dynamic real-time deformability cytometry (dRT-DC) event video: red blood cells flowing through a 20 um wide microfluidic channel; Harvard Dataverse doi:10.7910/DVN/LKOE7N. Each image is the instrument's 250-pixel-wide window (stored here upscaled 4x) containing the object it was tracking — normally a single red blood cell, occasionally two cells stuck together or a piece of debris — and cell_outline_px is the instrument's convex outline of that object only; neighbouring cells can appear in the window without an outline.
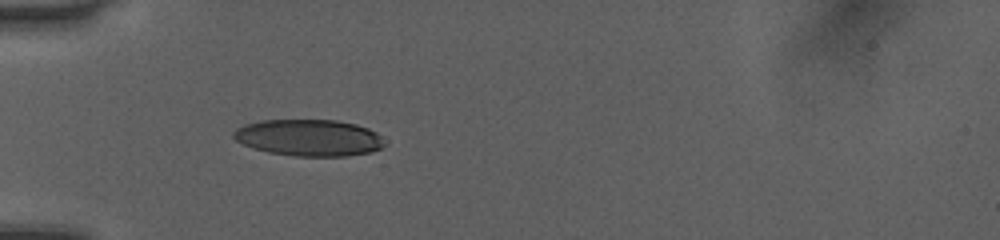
{"species": "human", "species_latin": "Homo sapiens", "temperature_condition": "room temperature", "stored_images_in_passage": 23, "camera_frame_rate_fps": 3000, "um_per_image_px": 0.085, "donor": {"sex": "female"}, "frame": {"image": 1, "passage_image": 1, "time_ms": 0.0, "image_size_px": [1000, 240], "cell_outline_px": [[384, 144], [380, 148], [372, 152], [348, 156], [296, 156], [268, 152], [252, 148], [236, 140], [232, 136], [232, 132], [236, 128], [244, 124], [260, 120], [336, 120], [356, 124], [368, 128], [376, 132], [380, 136]], "centroid_in_image_um": [26.23, 11.7], "position_along_channel_um": 58.8, "area_um2": 32.31}}
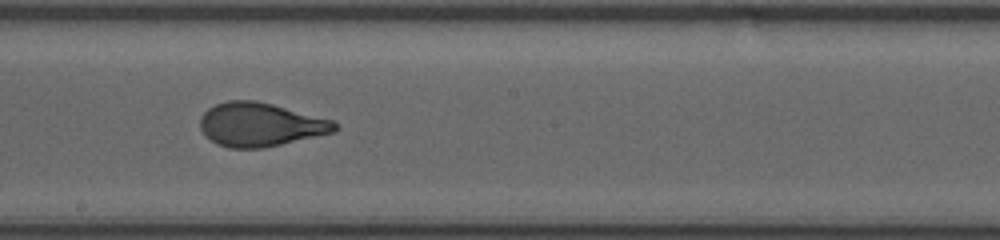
{"frame": {"image": 2, "passage_image": 7, "time_ms": 2.0, "image_size_px": [1000, 240], "cell_outline_px": [[336, 132], [264, 148], [228, 148], [216, 144], [204, 136], [200, 128], [200, 116], [208, 108], [216, 104], [228, 100], [256, 100], [336, 120]], "centroid_in_image_um": [22.12, 10.59], "position_along_channel_um": 226.1, "area_um2": 34.68}}
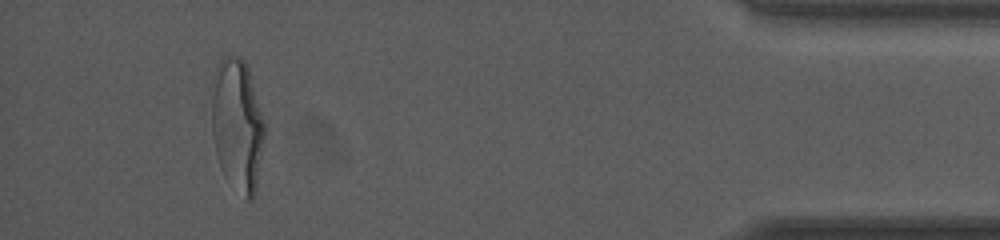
{"frame": {"image": 3, "passage_image": 20, "time_ms": 6.333, "image_size_px": [1000, 240], "cell_outline_px": [[268, 128], [256, 188], [252, 200], [244, 200], [220, 164], [216, 152], [212, 132], [212, 104], [216, 68], [220, 60], [224, 56], [240, 56], [248, 64]], "centroid_in_image_um": [20.25, 10.58], "position_along_channel_um": 414.9, "area_um2": 41.27}}